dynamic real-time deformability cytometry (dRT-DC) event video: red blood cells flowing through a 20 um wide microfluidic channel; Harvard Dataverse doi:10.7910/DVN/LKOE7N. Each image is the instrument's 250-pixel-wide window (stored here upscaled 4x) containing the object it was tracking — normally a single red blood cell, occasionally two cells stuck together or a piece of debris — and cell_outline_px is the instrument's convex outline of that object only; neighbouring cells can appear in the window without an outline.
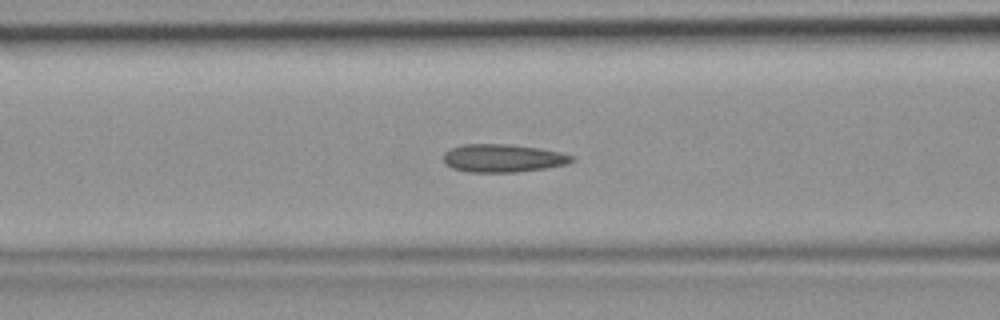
{"species": "common noctule bat (a hibernating species)", "species_latin": "Nyctalus noctula", "temperature_condition": "room temperature", "stored_images_in_passage": 32, "camera_frame_rate_fps": 3000, "um_per_image_px": 0.085, "animal": {"sex": "female", "body_mass_g": 19.9}, "frame": {"image": 1, "passage_image": 5, "time_ms": 1.333, "image_size_px": [1000, 320], "cell_outline_px": [[576, 160], [568, 164], [544, 168], [516, 172], [468, 172], [452, 168], [444, 164], [444, 152], [452, 148], [464, 144], [508, 144], [540, 148], [560, 152], [576, 156]], "centroid_in_image_um": [42.78, 13.44], "position_along_channel_um": 123.8, "area_um2": 21.1}}